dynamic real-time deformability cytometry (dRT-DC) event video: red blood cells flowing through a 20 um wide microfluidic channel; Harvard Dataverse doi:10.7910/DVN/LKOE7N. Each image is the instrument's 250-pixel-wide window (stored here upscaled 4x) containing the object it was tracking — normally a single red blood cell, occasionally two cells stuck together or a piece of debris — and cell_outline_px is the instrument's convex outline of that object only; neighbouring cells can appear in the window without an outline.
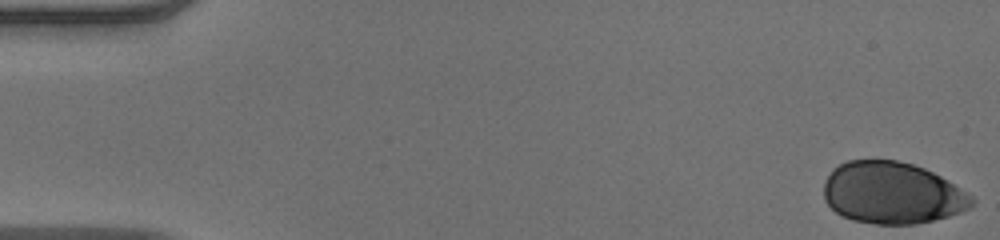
{"species": "human", "species_latin": "Homo sapiens", "temperature_condition": "warm", "stored_images_in_passage": 51, "camera_frame_rate_fps": 3000, "um_per_image_px": 0.085, "donor": {"sex": "male"}, "frame": {"image": 1, "passage_image": 1, "time_ms": 0.0, "image_size_px": [1000, 240], "cell_outline_px": [[976, 200], [968, 208], [960, 212], [948, 216], [916, 224], [876, 224], [852, 220], [840, 216], [824, 200], [824, 180], [832, 168], [848, 160], [896, 160], [912, 164], [924, 168], [940, 176], [972, 196]], "centroid_in_image_um": [75.79, 16.4], "position_along_channel_um": 9.2, "area_um2": 53.29}}
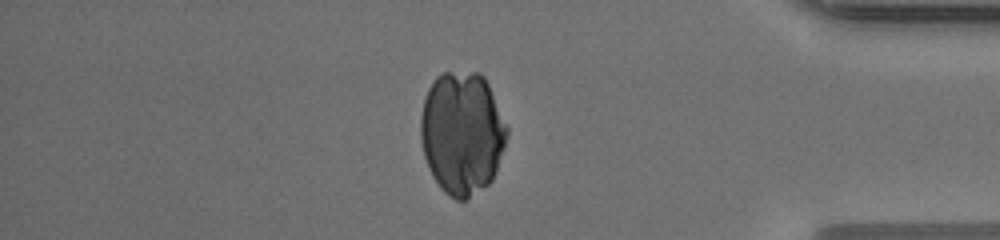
{"frame": {"image": 2, "passage_image": 44, "time_ms": 14.333, "image_size_px": [1000, 240], "cell_outline_px": [[508, 136], [496, 172], [492, 180], [488, 184], [464, 200], [456, 200], [448, 196], [440, 188], [432, 176], [428, 168], [424, 156], [420, 140], [420, 116], [424, 100], [428, 88], [436, 76], [440, 72], [480, 72], [484, 76], [508, 124]], "centroid_in_image_um": [39.27, 11.3], "position_along_channel_um": 395.9, "area_um2": 62.54}}
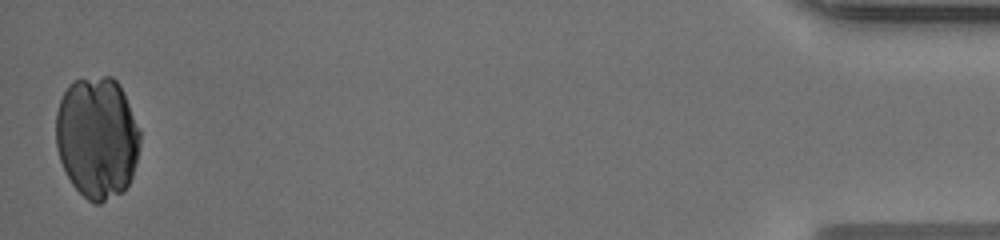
{"frame": {"image": 3, "passage_image": 51, "time_ms": 16.667, "image_size_px": [1000, 240], "cell_outline_px": [[140, 144], [136, 164], [132, 176], [128, 184], [120, 192], [100, 204], [96, 204], [88, 200], [72, 184], [60, 160], [56, 148], [56, 112], [60, 100], [68, 84], [72, 80], [104, 76], [112, 76], [120, 84], [124, 92], [140, 132]], "centroid_in_image_um": [8.25, 11.67], "position_along_channel_um": 427.0, "area_um2": 59.88}}